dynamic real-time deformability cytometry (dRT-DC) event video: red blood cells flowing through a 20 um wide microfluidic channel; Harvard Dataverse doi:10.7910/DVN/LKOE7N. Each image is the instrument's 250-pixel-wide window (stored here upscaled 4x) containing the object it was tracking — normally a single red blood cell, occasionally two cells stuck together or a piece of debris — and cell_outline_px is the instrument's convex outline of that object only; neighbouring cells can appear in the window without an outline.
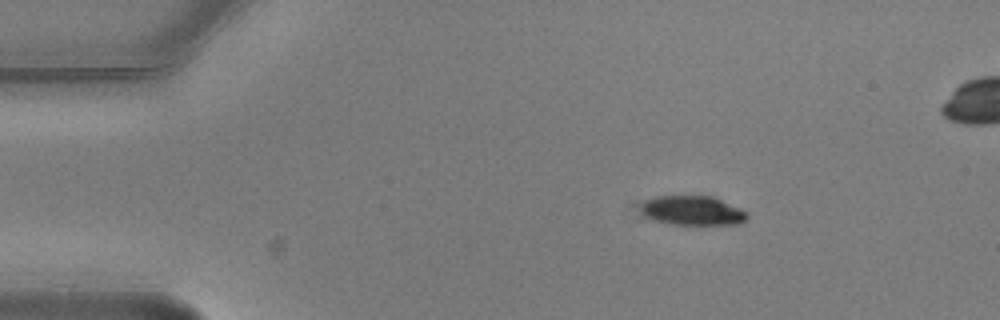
{"species": "common noctule bat (a hibernating species)", "species_latin": "Nyctalus noctula", "temperature_condition": "warm", "stored_images_in_passage": 4, "camera_frame_rate_fps": 3000, "um_per_image_px": 0.085, "animal": {"sex": "male", "body_mass_g": 20.5, "forearm_length_mm": 52.5}, "frame": {"image": 1, "passage_image": 1, "time_ms": 0.0, "image_size_px": [1000, 320], "cell_outline_px": [[748, 216], [744, 220], [736, 224], [668, 224], [644, 216], [640, 212], [640, 204], [644, 200], [656, 196], [712, 196], [740, 208], [748, 212]], "centroid_in_image_um": [58.81, 17.89], "position_along_channel_um": 26.2, "area_um2": 18.21}}